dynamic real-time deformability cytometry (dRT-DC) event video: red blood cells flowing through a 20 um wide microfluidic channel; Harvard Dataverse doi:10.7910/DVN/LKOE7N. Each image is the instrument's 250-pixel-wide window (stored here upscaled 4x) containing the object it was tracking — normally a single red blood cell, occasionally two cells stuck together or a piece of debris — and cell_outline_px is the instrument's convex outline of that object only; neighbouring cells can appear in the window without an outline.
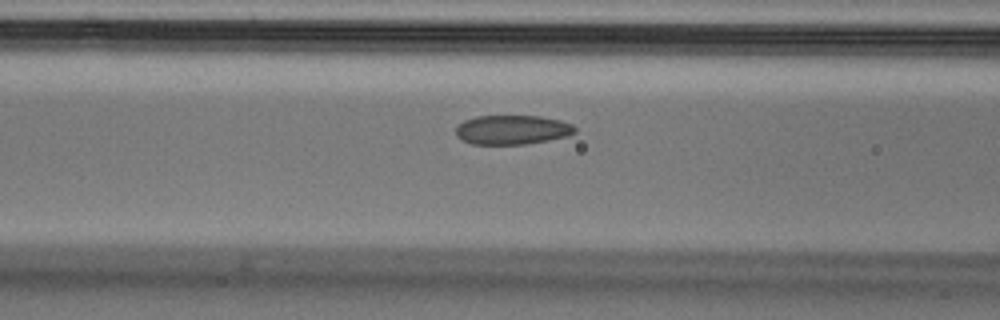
{"species": "Egyptian fruit bat (a non-hibernating species)", "species_latin": "Rousettus aegyptiacus", "temperature_condition": "cold", "stored_images_in_passage": 47, "camera_frame_rate_fps": 3000, "um_per_image_px": 0.085, "animal": {"sex": "male"}, "frame": {"image": 1, "passage_image": 21, "time_ms": 6.667, "image_size_px": [1000, 320], "cell_outline_px": [[576, 132], [568, 136], [548, 140], [524, 144], [472, 144], [456, 136], [456, 128], [464, 120], [476, 116], [540, 116], [560, 120], [572, 124], [576, 128]], "centroid_in_image_um": [43.56, 11.03], "position_along_channel_um": 123.0, "area_um2": 20.29}}
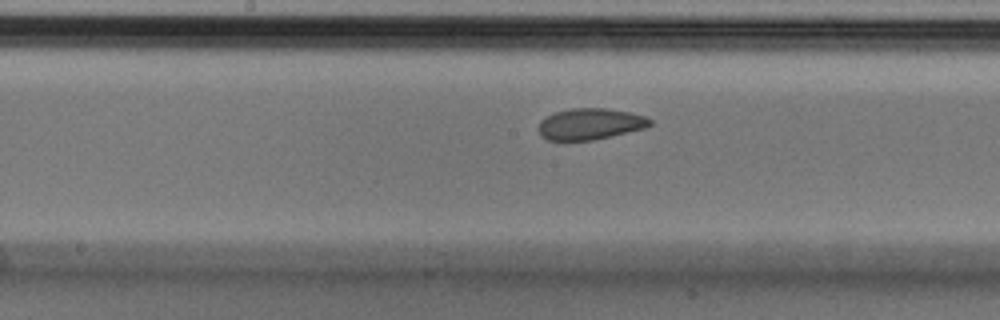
{"frame": {"image": 2, "passage_image": 27, "time_ms": 8.667, "image_size_px": [1000, 320], "cell_outline_px": [[652, 124], [644, 128], [592, 140], [564, 144], [548, 140], [540, 136], [540, 120], [556, 112], [572, 108], [608, 108], [648, 116], [652, 120]], "centroid_in_image_um": [50.13, 10.57], "position_along_channel_um": 198.1, "area_um2": 20.75}}
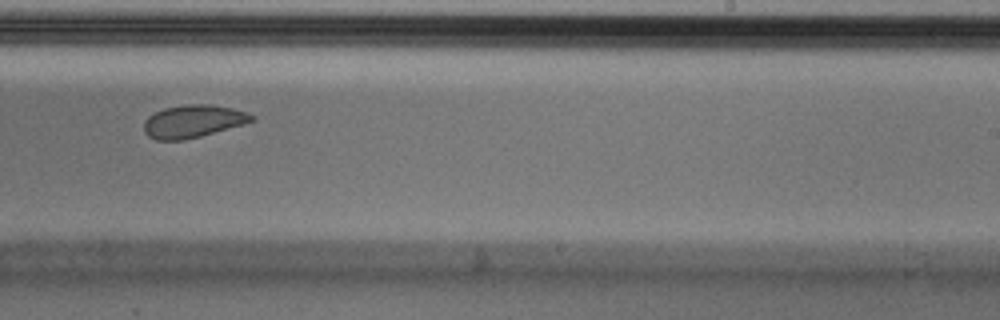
{"frame": {"image": 3, "passage_image": 33, "time_ms": 10.667, "image_size_px": [1000, 320], "cell_outline_px": [[256, 120], [244, 124], [200, 136], [184, 140], [156, 140], [148, 136], [144, 132], [144, 120], [148, 116], [164, 108], [188, 104], [208, 104], [232, 108], [248, 112], [256, 116]], "centroid_in_image_um": [16.42, 10.31], "position_along_channel_um": 272.6, "area_um2": 20.58}}